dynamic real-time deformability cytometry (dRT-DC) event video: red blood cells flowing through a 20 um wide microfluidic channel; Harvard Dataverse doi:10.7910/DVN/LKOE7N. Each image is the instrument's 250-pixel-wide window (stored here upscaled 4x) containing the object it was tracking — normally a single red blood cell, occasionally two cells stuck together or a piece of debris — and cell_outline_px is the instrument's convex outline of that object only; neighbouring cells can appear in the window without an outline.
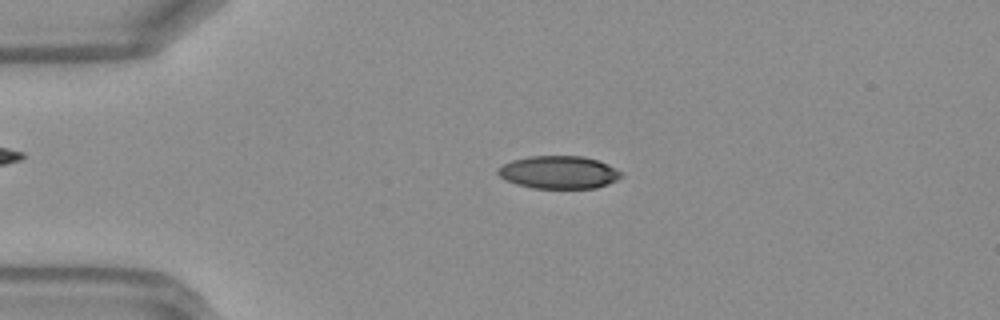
{"species": "Egyptian fruit bat (a non-hibernating species)", "species_latin": "Rousettus aegyptiacus", "temperature_condition": "warm", "stored_images_in_passage": 39, "camera_frame_rate_fps": 3000, "um_per_image_px": 0.085, "frame": {"image": 1, "passage_image": 2, "time_ms": 0.333, "image_size_px": [1000, 320], "cell_outline_px": [[624, 176], [616, 180], [596, 188], [532, 188], [516, 184], [504, 180], [496, 172], [496, 168], [512, 160], [528, 156], [584, 156], [608, 164], [624, 172]], "centroid_in_image_um": [47.49, 14.64], "position_along_channel_um": 37.5, "area_um2": 23.76}}
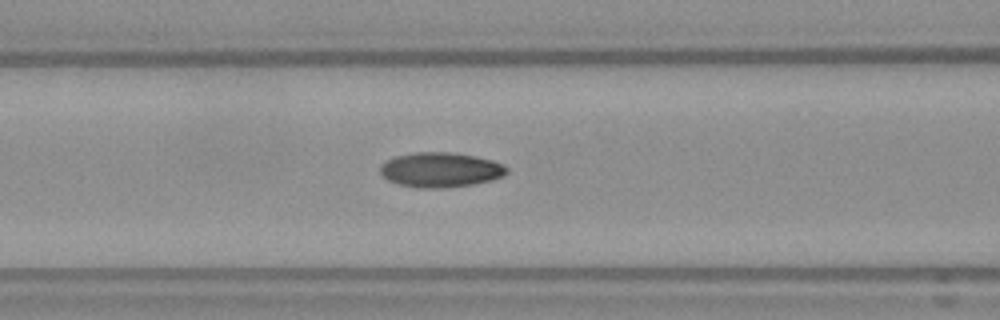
{"frame": {"image": 2, "passage_image": 11, "time_ms": 3.333, "image_size_px": [1000, 320], "cell_outline_px": [[508, 172], [504, 176], [492, 180], [472, 184], [440, 188], [416, 188], [400, 184], [388, 180], [380, 172], [380, 164], [396, 156], [416, 152], [452, 152], [476, 156], [492, 160], [504, 164], [508, 168]], "centroid_in_image_um": [37.47, 14.43], "position_along_channel_um": 129.1, "area_um2": 25.72}}
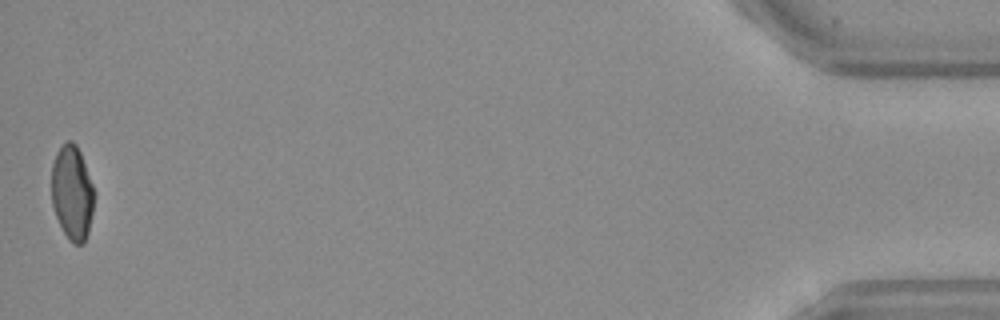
{"frame": {"image": 3, "passage_image": 39, "time_ms": 12.667, "image_size_px": [1000, 320], "cell_outline_px": [[96, 192], [88, 232], [84, 244], [72, 244], [68, 240], [56, 216], [52, 204], [52, 164], [56, 152], [68, 140], [72, 140], [76, 144], [80, 152]], "centroid_in_image_um": [6.15, 16.39], "position_along_channel_um": 429.1, "area_um2": 23.58}, "authors_computed_cell_mechanics": {"area_um2": 24.3916, "velocity_mm_per_s": 4.2051, "shape_relaxation_time_tau1_ms": 6.2244, "shape_relaxation_time_tau2_ms": 1.8159, "deformation_change_tau1": 0.181, "deformation_change_tau2": 0.0682}}